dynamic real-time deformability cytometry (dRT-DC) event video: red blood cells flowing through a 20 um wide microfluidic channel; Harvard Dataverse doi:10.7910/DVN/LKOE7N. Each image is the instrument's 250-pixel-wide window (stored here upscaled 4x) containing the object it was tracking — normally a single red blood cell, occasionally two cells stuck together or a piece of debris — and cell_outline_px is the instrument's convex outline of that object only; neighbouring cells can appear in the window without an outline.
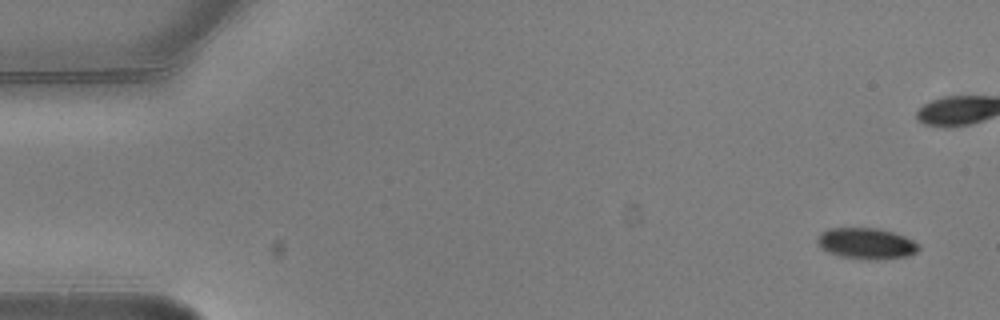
{"species": "common noctule bat (a hibernating species)", "species_latin": "Nyctalus noctula", "temperature_condition": "warm", "stored_images_in_passage": 6, "camera_frame_rate_fps": 3000, "um_per_image_px": 0.085, "animal": {"sex": "male", "body_mass_g": 20.5, "forearm_length_mm": 52.5}, "frame": {"image": 1, "passage_image": 1, "time_ms": 0.0, "image_size_px": [1000, 320], "cell_outline_px": [[920, 248], [916, 252], [908, 256], [876, 260], [868, 260], [840, 256], [828, 252], [820, 248], [816, 240], [820, 232], [828, 228], [880, 228], [904, 236], [920, 244]], "centroid_in_image_um": [73.62, 20.7], "position_along_channel_um": 11.4, "area_um2": 18.55}}
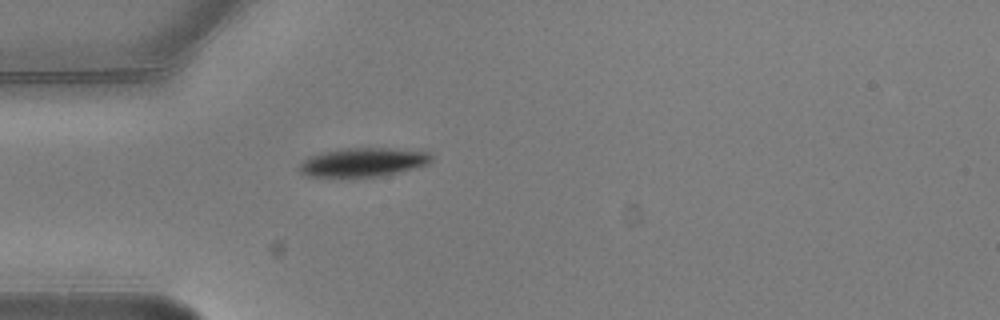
{"frame": {"image": 2, "passage_image": 6, "time_ms": 1.667, "image_size_px": [1000, 320], "cell_outline_px": [[432, 160], [428, 164], [400, 172], [380, 176], [352, 180], [348, 180], [308, 176], [300, 172], [300, 164], [308, 156], [324, 152], [344, 148], [388, 148], [428, 152], [432, 156]], "centroid_in_image_um": [30.81, 13.84], "position_along_channel_um": 54.2, "area_um2": 22.95}}